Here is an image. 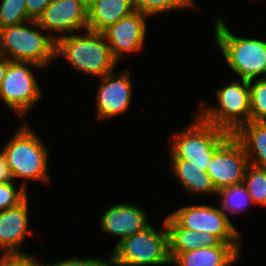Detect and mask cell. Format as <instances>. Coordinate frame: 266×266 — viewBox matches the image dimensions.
<instances>
[{
  "mask_svg": "<svg viewBox=\"0 0 266 266\" xmlns=\"http://www.w3.org/2000/svg\"><path fill=\"white\" fill-rule=\"evenodd\" d=\"M65 57L75 69L103 77L114 71L118 63L112 56L103 33L85 30V34H68L56 41V57Z\"/></svg>",
  "mask_w": 266,
  "mask_h": 266,
  "instance_id": "cell-1",
  "label": "cell"
},
{
  "mask_svg": "<svg viewBox=\"0 0 266 266\" xmlns=\"http://www.w3.org/2000/svg\"><path fill=\"white\" fill-rule=\"evenodd\" d=\"M32 130L28 123L24 124L2 150L13 181L15 178L24 179L21 186L25 190L29 179L50 183L47 171L48 149Z\"/></svg>",
  "mask_w": 266,
  "mask_h": 266,
  "instance_id": "cell-2",
  "label": "cell"
},
{
  "mask_svg": "<svg viewBox=\"0 0 266 266\" xmlns=\"http://www.w3.org/2000/svg\"><path fill=\"white\" fill-rule=\"evenodd\" d=\"M33 25V28L26 25ZM35 27L39 30L36 31ZM35 29V30H34ZM36 20L0 29V56L12 61L30 62L47 67L56 57V40Z\"/></svg>",
  "mask_w": 266,
  "mask_h": 266,
  "instance_id": "cell-3",
  "label": "cell"
},
{
  "mask_svg": "<svg viewBox=\"0 0 266 266\" xmlns=\"http://www.w3.org/2000/svg\"><path fill=\"white\" fill-rule=\"evenodd\" d=\"M214 31L215 43L240 80L266 78V41L234 36L219 16Z\"/></svg>",
  "mask_w": 266,
  "mask_h": 266,
  "instance_id": "cell-4",
  "label": "cell"
},
{
  "mask_svg": "<svg viewBox=\"0 0 266 266\" xmlns=\"http://www.w3.org/2000/svg\"><path fill=\"white\" fill-rule=\"evenodd\" d=\"M186 128L169 138L171 159L190 161L199 170L207 171L214 152L232 135L205 122L198 114Z\"/></svg>",
  "mask_w": 266,
  "mask_h": 266,
  "instance_id": "cell-5",
  "label": "cell"
},
{
  "mask_svg": "<svg viewBox=\"0 0 266 266\" xmlns=\"http://www.w3.org/2000/svg\"><path fill=\"white\" fill-rule=\"evenodd\" d=\"M156 231L151 225L123 239L108 257L116 266H149L171 264L169 257L168 232Z\"/></svg>",
  "mask_w": 266,
  "mask_h": 266,
  "instance_id": "cell-6",
  "label": "cell"
},
{
  "mask_svg": "<svg viewBox=\"0 0 266 266\" xmlns=\"http://www.w3.org/2000/svg\"><path fill=\"white\" fill-rule=\"evenodd\" d=\"M216 93L219 107L208 106L202 101L200 104L202 109L197 111V114L205 122L233 135L241 126L250 121L249 81L233 80Z\"/></svg>",
  "mask_w": 266,
  "mask_h": 266,
  "instance_id": "cell-7",
  "label": "cell"
},
{
  "mask_svg": "<svg viewBox=\"0 0 266 266\" xmlns=\"http://www.w3.org/2000/svg\"><path fill=\"white\" fill-rule=\"evenodd\" d=\"M30 65L34 68H43L30 62L9 60L0 86V99L20 117H24L42 96L37 80L29 69Z\"/></svg>",
  "mask_w": 266,
  "mask_h": 266,
  "instance_id": "cell-8",
  "label": "cell"
},
{
  "mask_svg": "<svg viewBox=\"0 0 266 266\" xmlns=\"http://www.w3.org/2000/svg\"><path fill=\"white\" fill-rule=\"evenodd\" d=\"M169 216L182 228L195 232H209L224 243H240L241 233L220 207L191 205L171 212Z\"/></svg>",
  "mask_w": 266,
  "mask_h": 266,
  "instance_id": "cell-9",
  "label": "cell"
},
{
  "mask_svg": "<svg viewBox=\"0 0 266 266\" xmlns=\"http://www.w3.org/2000/svg\"><path fill=\"white\" fill-rule=\"evenodd\" d=\"M249 165L248 157L240 142L231 135L213 154L207 173L217 191L243 183Z\"/></svg>",
  "mask_w": 266,
  "mask_h": 266,
  "instance_id": "cell-10",
  "label": "cell"
},
{
  "mask_svg": "<svg viewBox=\"0 0 266 266\" xmlns=\"http://www.w3.org/2000/svg\"><path fill=\"white\" fill-rule=\"evenodd\" d=\"M37 22L44 29V33L45 30L50 33L57 31L59 34L52 35L57 41L66 36L67 32L72 34L80 32L81 29H88L87 7L80 0H52Z\"/></svg>",
  "mask_w": 266,
  "mask_h": 266,
  "instance_id": "cell-11",
  "label": "cell"
},
{
  "mask_svg": "<svg viewBox=\"0 0 266 266\" xmlns=\"http://www.w3.org/2000/svg\"><path fill=\"white\" fill-rule=\"evenodd\" d=\"M145 18L148 16L135 10L102 32L117 62L124 53H137L143 47L147 32Z\"/></svg>",
  "mask_w": 266,
  "mask_h": 266,
  "instance_id": "cell-12",
  "label": "cell"
},
{
  "mask_svg": "<svg viewBox=\"0 0 266 266\" xmlns=\"http://www.w3.org/2000/svg\"><path fill=\"white\" fill-rule=\"evenodd\" d=\"M130 72L127 69L121 74L111 72L99 78L97 94V119L105 120L127 112L132 94Z\"/></svg>",
  "mask_w": 266,
  "mask_h": 266,
  "instance_id": "cell-13",
  "label": "cell"
},
{
  "mask_svg": "<svg viewBox=\"0 0 266 266\" xmlns=\"http://www.w3.org/2000/svg\"><path fill=\"white\" fill-rule=\"evenodd\" d=\"M28 196L18 205L0 211V253L4 257L28 256L19 251L28 230Z\"/></svg>",
  "mask_w": 266,
  "mask_h": 266,
  "instance_id": "cell-14",
  "label": "cell"
},
{
  "mask_svg": "<svg viewBox=\"0 0 266 266\" xmlns=\"http://www.w3.org/2000/svg\"><path fill=\"white\" fill-rule=\"evenodd\" d=\"M144 210L136 205L118 203L108 207L101 218V228L106 233L117 236L120 240L150 226Z\"/></svg>",
  "mask_w": 266,
  "mask_h": 266,
  "instance_id": "cell-15",
  "label": "cell"
},
{
  "mask_svg": "<svg viewBox=\"0 0 266 266\" xmlns=\"http://www.w3.org/2000/svg\"><path fill=\"white\" fill-rule=\"evenodd\" d=\"M241 243H224L218 246L199 247L176 254L171 265L177 266H229L240 258Z\"/></svg>",
  "mask_w": 266,
  "mask_h": 266,
  "instance_id": "cell-16",
  "label": "cell"
},
{
  "mask_svg": "<svg viewBox=\"0 0 266 266\" xmlns=\"http://www.w3.org/2000/svg\"><path fill=\"white\" fill-rule=\"evenodd\" d=\"M168 232L169 257L195 250L199 247L218 246L222 241L215 235L205 232H195L180 227L169 215L164 218Z\"/></svg>",
  "mask_w": 266,
  "mask_h": 266,
  "instance_id": "cell-17",
  "label": "cell"
},
{
  "mask_svg": "<svg viewBox=\"0 0 266 266\" xmlns=\"http://www.w3.org/2000/svg\"><path fill=\"white\" fill-rule=\"evenodd\" d=\"M134 11V0H96L87 8V28L102 33Z\"/></svg>",
  "mask_w": 266,
  "mask_h": 266,
  "instance_id": "cell-18",
  "label": "cell"
},
{
  "mask_svg": "<svg viewBox=\"0 0 266 266\" xmlns=\"http://www.w3.org/2000/svg\"><path fill=\"white\" fill-rule=\"evenodd\" d=\"M233 136L243 146L249 164L266 168V121H249Z\"/></svg>",
  "mask_w": 266,
  "mask_h": 266,
  "instance_id": "cell-19",
  "label": "cell"
},
{
  "mask_svg": "<svg viewBox=\"0 0 266 266\" xmlns=\"http://www.w3.org/2000/svg\"><path fill=\"white\" fill-rule=\"evenodd\" d=\"M171 162L173 175L179 179L187 192L200 195L218 193L207 171L199 170L188 160L171 159Z\"/></svg>",
  "mask_w": 266,
  "mask_h": 266,
  "instance_id": "cell-20",
  "label": "cell"
},
{
  "mask_svg": "<svg viewBox=\"0 0 266 266\" xmlns=\"http://www.w3.org/2000/svg\"><path fill=\"white\" fill-rule=\"evenodd\" d=\"M217 195H220L222 198L221 210L225 214H227L226 212L241 213L250 206V203L252 204L251 197L243 183L223 188L218 191Z\"/></svg>",
  "mask_w": 266,
  "mask_h": 266,
  "instance_id": "cell-21",
  "label": "cell"
},
{
  "mask_svg": "<svg viewBox=\"0 0 266 266\" xmlns=\"http://www.w3.org/2000/svg\"><path fill=\"white\" fill-rule=\"evenodd\" d=\"M243 184L251 197L253 205L266 206V168L249 164Z\"/></svg>",
  "mask_w": 266,
  "mask_h": 266,
  "instance_id": "cell-22",
  "label": "cell"
},
{
  "mask_svg": "<svg viewBox=\"0 0 266 266\" xmlns=\"http://www.w3.org/2000/svg\"><path fill=\"white\" fill-rule=\"evenodd\" d=\"M178 8H199L195 0H134V9L148 17Z\"/></svg>",
  "mask_w": 266,
  "mask_h": 266,
  "instance_id": "cell-23",
  "label": "cell"
},
{
  "mask_svg": "<svg viewBox=\"0 0 266 266\" xmlns=\"http://www.w3.org/2000/svg\"><path fill=\"white\" fill-rule=\"evenodd\" d=\"M250 121H266V78L249 81Z\"/></svg>",
  "mask_w": 266,
  "mask_h": 266,
  "instance_id": "cell-24",
  "label": "cell"
},
{
  "mask_svg": "<svg viewBox=\"0 0 266 266\" xmlns=\"http://www.w3.org/2000/svg\"><path fill=\"white\" fill-rule=\"evenodd\" d=\"M30 21L26 0H2L0 3V29Z\"/></svg>",
  "mask_w": 266,
  "mask_h": 266,
  "instance_id": "cell-25",
  "label": "cell"
},
{
  "mask_svg": "<svg viewBox=\"0 0 266 266\" xmlns=\"http://www.w3.org/2000/svg\"><path fill=\"white\" fill-rule=\"evenodd\" d=\"M13 182L14 181H10L0 184V211L18 205L28 196L27 190H25L21 185L16 190Z\"/></svg>",
  "mask_w": 266,
  "mask_h": 266,
  "instance_id": "cell-26",
  "label": "cell"
},
{
  "mask_svg": "<svg viewBox=\"0 0 266 266\" xmlns=\"http://www.w3.org/2000/svg\"><path fill=\"white\" fill-rule=\"evenodd\" d=\"M106 260H101L97 257L86 258H69L64 261H59L55 264H41V266H101Z\"/></svg>",
  "mask_w": 266,
  "mask_h": 266,
  "instance_id": "cell-27",
  "label": "cell"
},
{
  "mask_svg": "<svg viewBox=\"0 0 266 266\" xmlns=\"http://www.w3.org/2000/svg\"><path fill=\"white\" fill-rule=\"evenodd\" d=\"M0 266H41V263L34 256H10L3 257Z\"/></svg>",
  "mask_w": 266,
  "mask_h": 266,
  "instance_id": "cell-28",
  "label": "cell"
},
{
  "mask_svg": "<svg viewBox=\"0 0 266 266\" xmlns=\"http://www.w3.org/2000/svg\"><path fill=\"white\" fill-rule=\"evenodd\" d=\"M51 1L52 0H26L28 18L37 21Z\"/></svg>",
  "mask_w": 266,
  "mask_h": 266,
  "instance_id": "cell-29",
  "label": "cell"
},
{
  "mask_svg": "<svg viewBox=\"0 0 266 266\" xmlns=\"http://www.w3.org/2000/svg\"><path fill=\"white\" fill-rule=\"evenodd\" d=\"M13 181L10 169L6 163L4 154L0 152V184Z\"/></svg>",
  "mask_w": 266,
  "mask_h": 266,
  "instance_id": "cell-30",
  "label": "cell"
},
{
  "mask_svg": "<svg viewBox=\"0 0 266 266\" xmlns=\"http://www.w3.org/2000/svg\"><path fill=\"white\" fill-rule=\"evenodd\" d=\"M8 64H9V59L6 57L0 56V86L6 74Z\"/></svg>",
  "mask_w": 266,
  "mask_h": 266,
  "instance_id": "cell-31",
  "label": "cell"
},
{
  "mask_svg": "<svg viewBox=\"0 0 266 266\" xmlns=\"http://www.w3.org/2000/svg\"><path fill=\"white\" fill-rule=\"evenodd\" d=\"M87 8L90 7L96 0H80Z\"/></svg>",
  "mask_w": 266,
  "mask_h": 266,
  "instance_id": "cell-32",
  "label": "cell"
},
{
  "mask_svg": "<svg viewBox=\"0 0 266 266\" xmlns=\"http://www.w3.org/2000/svg\"><path fill=\"white\" fill-rule=\"evenodd\" d=\"M107 259L101 266H116L109 258Z\"/></svg>",
  "mask_w": 266,
  "mask_h": 266,
  "instance_id": "cell-33",
  "label": "cell"
},
{
  "mask_svg": "<svg viewBox=\"0 0 266 266\" xmlns=\"http://www.w3.org/2000/svg\"><path fill=\"white\" fill-rule=\"evenodd\" d=\"M3 257H4L3 254H0V261L3 259Z\"/></svg>",
  "mask_w": 266,
  "mask_h": 266,
  "instance_id": "cell-34",
  "label": "cell"
}]
</instances>
